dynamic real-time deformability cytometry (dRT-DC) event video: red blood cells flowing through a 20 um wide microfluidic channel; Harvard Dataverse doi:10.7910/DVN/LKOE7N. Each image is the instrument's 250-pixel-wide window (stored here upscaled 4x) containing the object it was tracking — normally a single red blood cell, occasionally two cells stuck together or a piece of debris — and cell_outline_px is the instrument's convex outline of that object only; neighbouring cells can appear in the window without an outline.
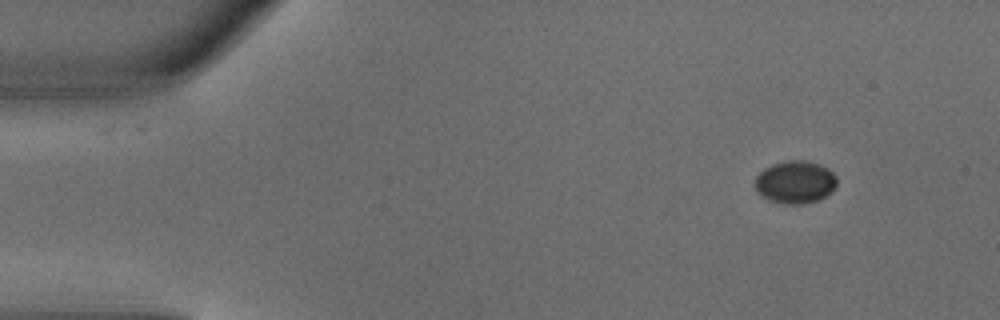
{"species": "common noctule bat (a hibernating species)", "species_latin": "Nyctalus noctula", "temperature_condition": "warm", "stored_images_in_passage": 6, "camera_frame_rate_fps": 3000, "um_per_image_px": 0.085, "animal": {"sex": "male", "body_mass_g": 18.8}, "frame": {"image": 1, "passage_image": 1, "time_ms": 0.0, "image_size_px": [1000, 320], "cell_outline_px": [[836, 188], [832, 192], [816, 200], [804, 204], [788, 204], [768, 200], [760, 196], [756, 192], [756, 176], [764, 168], [772, 164], [788, 160], [804, 160], [820, 164], [828, 168], [836, 176]], "centroid_in_image_um": [67.59, 15.47], "position_along_channel_um": 17.4, "area_um2": 20.46}}
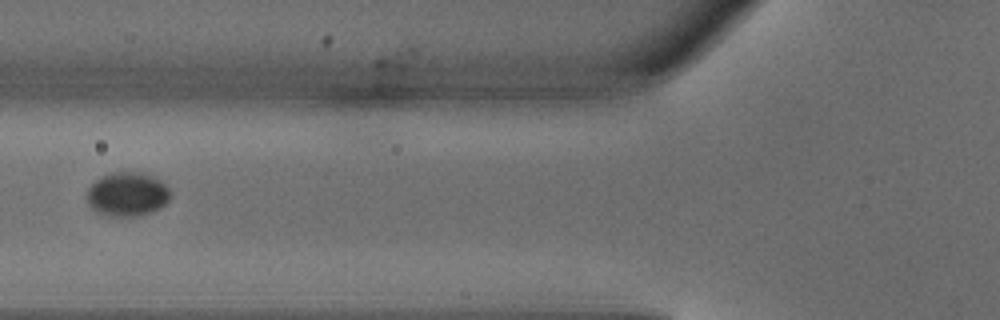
{"frame": {"image": 2, "passage_image": 5, "time_ms": 1.333, "image_size_px": [1000, 320], "cell_outline_px": [[172, 196], [160, 208], [136, 216], [104, 216], [96, 212], [88, 204], [88, 188], [100, 176], [108, 172], [140, 172], [152, 176], [160, 180], [168, 188]], "centroid_in_image_um": [10.8, 16.5], "position_along_channel_um": 115.0, "area_um2": 21.44}}
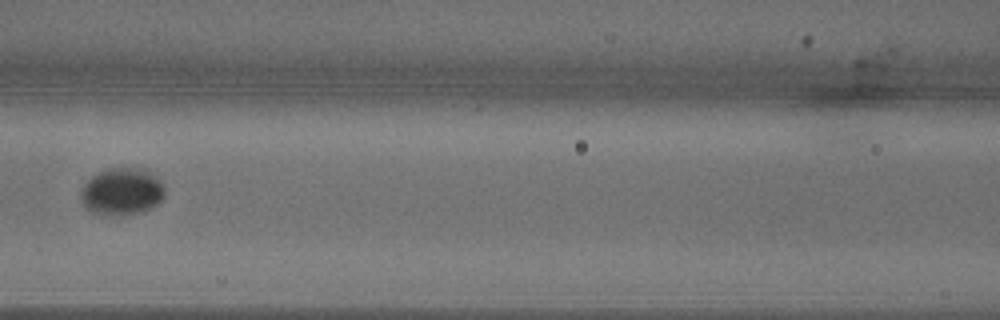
{"frame": {"image": 3, "passage_image": 6, "time_ms": 1.667, "image_size_px": [1000, 320], "cell_outline_px": [[164, 196], [156, 204], [144, 212], [120, 216], [104, 216], [92, 212], [84, 204], [80, 196], [80, 192], [84, 184], [96, 172], [108, 168], [144, 168], [156, 176], [160, 180], [164, 188]], "centroid_in_image_um": [10.35, 16.29], "position_along_channel_um": 156.2, "area_um2": 23.35}}